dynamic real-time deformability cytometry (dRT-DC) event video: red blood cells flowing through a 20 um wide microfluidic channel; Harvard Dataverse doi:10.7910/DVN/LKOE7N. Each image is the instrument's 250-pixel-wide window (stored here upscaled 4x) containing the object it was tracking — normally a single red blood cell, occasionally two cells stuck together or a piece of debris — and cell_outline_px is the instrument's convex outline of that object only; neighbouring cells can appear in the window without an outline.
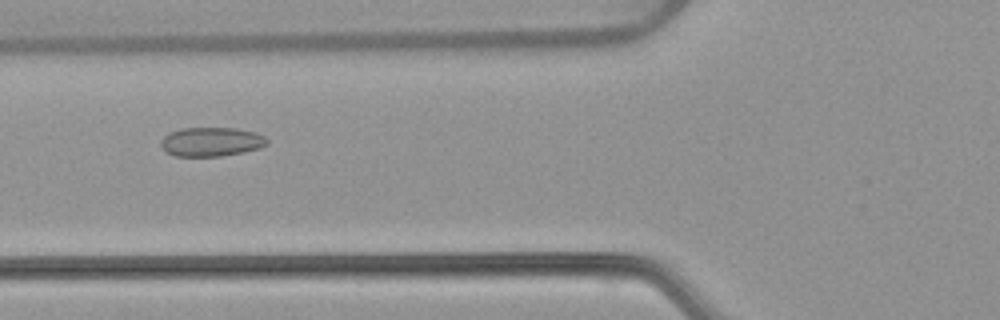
{"species": "common noctule bat (a hibernating species)", "species_latin": "Nyctalus noctula", "temperature_condition": "warm", "stored_images_in_passage": 54, "camera_frame_rate_fps": 3000, "um_per_image_px": 0.085, "animal": {"sex": "female", "body_mass_g": 22.7, "forearm_length_mm": 54.2}, "frame": {"image": 1, "passage_image": 21, "time_ms": 6.667, "image_size_px": [1000, 320], "cell_outline_px": [[268, 144], [260, 148], [244, 152], [220, 156], [176, 156], [168, 152], [160, 144], [160, 140], [168, 132], [184, 128], [236, 128], [256, 132], [264, 136], [268, 140]], "centroid_in_image_um": [17.98, 12.04], "position_along_channel_um": 107.8, "area_um2": 18.03}}
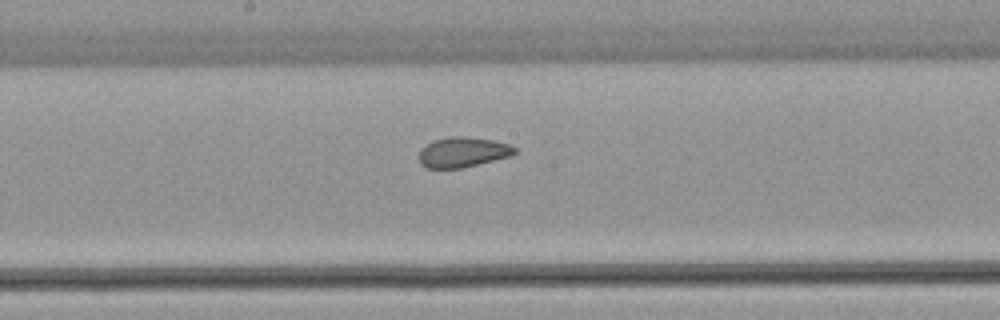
{"frame": {"image": 2, "passage_image": 29, "time_ms": 9.333, "image_size_px": [1000, 320], "cell_outline_px": [[516, 152], [512, 156], [460, 168], [428, 168], [420, 164], [420, 148], [432, 140], [452, 136], [460, 136], [492, 140], [508, 144], [516, 148]], "centroid_in_image_um": [39.32, 12.93], "position_along_channel_um": 208.9, "area_um2": 16.7}}
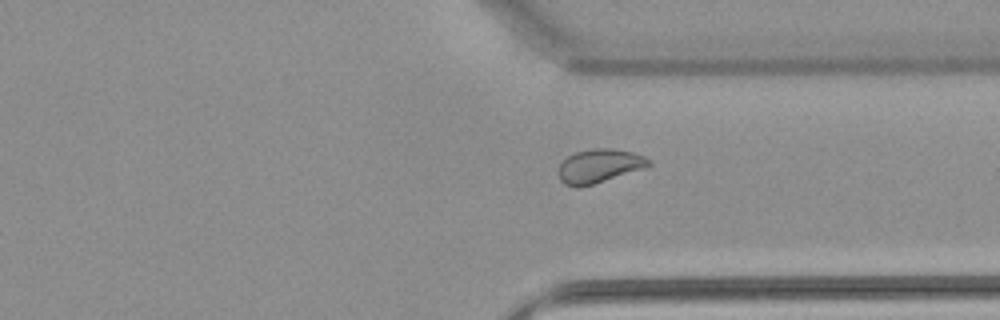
{"frame": {"image": 3, "passage_image": 41, "time_ms": 13.333, "image_size_px": [1000, 320], "cell_outline_px": [[652, 164], [644, 168], [592, 184], [576, 188], [564, 184], [560, 180], [560, 164], [568, 156], [576, 152], [596, 148], [612, 148], [632, 152], [644, 156], [652, 160]], "centroid_in_image_um": [50.96, 14.1], "position_along_channel_um": 360.4, "area_um2": 17.51}, "authors_computed_cell_mechanics": {"area_um2": 18.9295, "velocity_mm_per_s": 3.7859, "shape_relaxation_time_tau1_ms": null, "shape_relaxation_time_tau2_ms": 1.1823, "deformation_change_tau1": null, "deformation_change_tau2": 0.057}}